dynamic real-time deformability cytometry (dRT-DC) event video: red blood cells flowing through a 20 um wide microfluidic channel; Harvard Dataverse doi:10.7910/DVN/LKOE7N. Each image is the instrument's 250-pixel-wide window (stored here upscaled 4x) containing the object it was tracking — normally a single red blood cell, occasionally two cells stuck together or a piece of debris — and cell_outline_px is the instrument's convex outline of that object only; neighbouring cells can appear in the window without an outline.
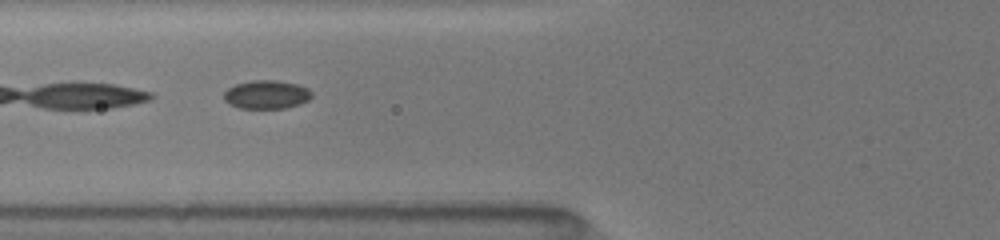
{"species": "common noctule bat (a hibernating species)", "species_latin": "Nyctalus noctula", "temperature_condition": "room temperature", "stored_images_in_passage": 25, "camera_frame_rate_fps": 3000, "um_per_image_px": 0.085, "animal": {"sex": "female", "body_mass_g": 19.5, "forearm_length_mm": 54.1}, "frame": {"image": 1, "passage_image": 10, "time_ms": 6.333, "image_size_px": [1000, 240], "cell_outline_px": [[312, 96], [308, 100], [300, 104], [284, 108], [240, 108], [228, 104], [224, 100], [224, 92], [228, 88], [236, 84], [252, 80], [276, 80], [296, 84], [308, 88], [312, 92]], "centroid_in_image_um": [22.65, 8.04], "position_along_channel_um": 103.2, "area_um2": 14.62}}
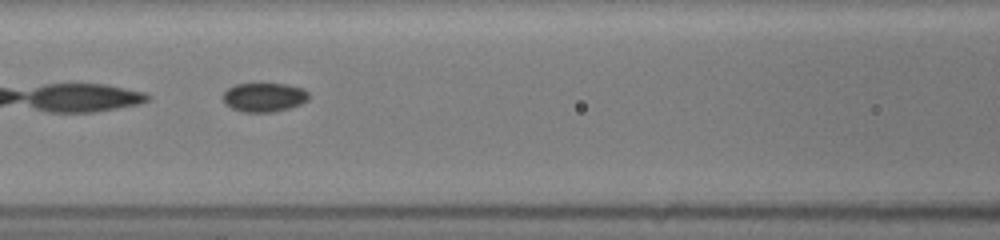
{"frame": {"image": 2, "passage_image": 11, "time_ms": 7.333, "image_size_px": [1000, 240], "cell_outline_px": [[308, 100], [300, 104], [288, 108], [272, 112], [244, 112], [232, 108], [224, 104], [224, 92], [228, 88], [236, 84], [288, 84], [304, 88], [308, 92]], "centroid_in_image_um": [22.46, 8.26], "position_along_channel_um": 144.1, "area_um2": 14.45}}
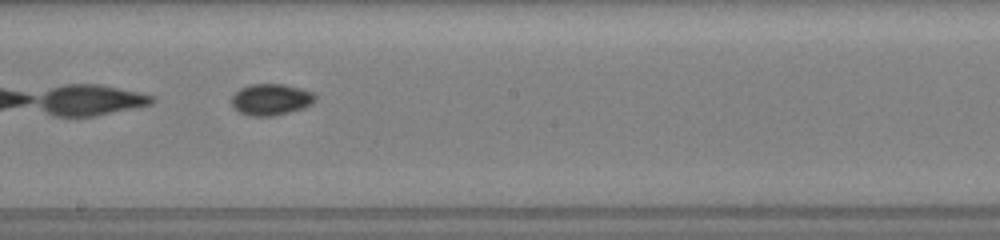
{"frame": {"image": 3, "passage_image": 14, "time_ms": 9.333, "image_size_px": [1000, 240], "cell_outline_px": [[316, 100], [312, 104], [304, 108], [272, 116], [252, 116], [240, 112], [232, 108], [232, 96], [240, 88], [252, 84], [284, 84], [300, 88], [312, 92], [316, 96]], "centroid_in_image_um": [23.04, 8.46], "position_along_channel_um": 225.2, "area_um2": 15.32}, "authors_computed_cell_mechanics": {"area_um2": 14.9124, "velocity_mm_per_s": 4.0626, "shape_relaxation_time_tau1_ms": 4.5633, "shape_relaxation_time_tau2_ms": 3.317, "deformation_change_tau1": 0.07, "deformation_change_tau2": 0.0419}}